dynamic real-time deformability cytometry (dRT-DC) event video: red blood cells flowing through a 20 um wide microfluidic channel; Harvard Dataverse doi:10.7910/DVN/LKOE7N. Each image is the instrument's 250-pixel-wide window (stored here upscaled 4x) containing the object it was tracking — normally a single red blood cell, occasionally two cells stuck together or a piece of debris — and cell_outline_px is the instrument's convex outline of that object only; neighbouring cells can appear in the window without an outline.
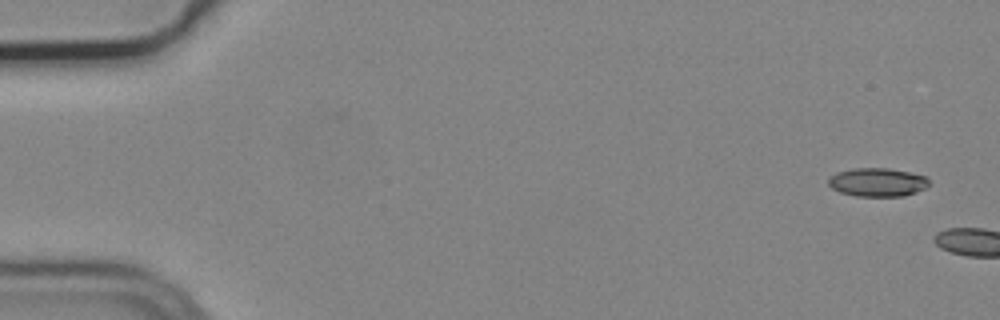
{"species": "common noctule bat (a hibernating species)", "species_latin": "Nyctalus noctula", "temperature_condition": "cold", "stored_images_in_passage": 4, "camera_frame_rate_fps": 3000, "um_per_image_px": 0.085, "animal": {"sex": "male", "body_mass_g": 19.2, "forearm_length_mm": 51.8}, "frame": {"image": 1, "passage_image": 1, "time_ms": 0.0, "image_size_px": [1000, 320], "cell_outline_px": [[928, 184], [924, 188], [916, 192], [904, 196], [856, 196], [840, 192], [832, 188], [828, 184], [828, 180], [836, 172], [852, 168], [888, 168], [908, 172], [924, 176], [928, 180]], "centroid_in_image_um": [74.55, 15.49], "position_along_channel_um": 10.5, "area_um2": 16.59}}